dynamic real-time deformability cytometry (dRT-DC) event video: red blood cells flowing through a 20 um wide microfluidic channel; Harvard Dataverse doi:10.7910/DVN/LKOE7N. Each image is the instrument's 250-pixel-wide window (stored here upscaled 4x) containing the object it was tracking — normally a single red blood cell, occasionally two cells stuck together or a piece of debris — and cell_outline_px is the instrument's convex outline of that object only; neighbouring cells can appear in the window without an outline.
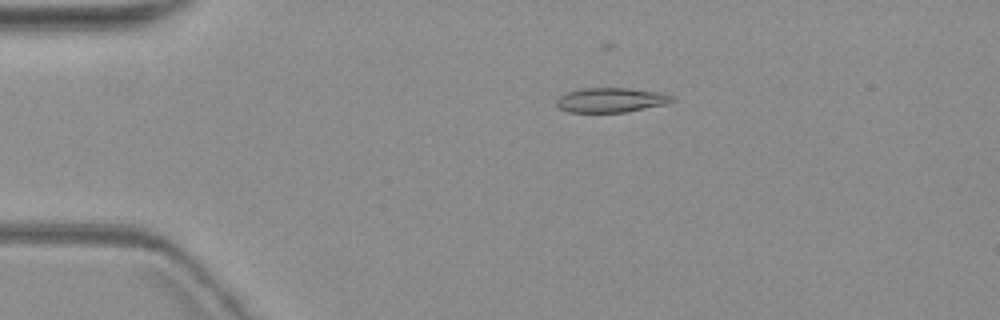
{"species": "common noctule bat (a hibernating species)", "species_latin": "Nyctalus noctula", "temperature_condition": "warm", "stored_images_in_passage": 10, "camera_frame_rate_fps": 3000, "um_per_image_px": 0.085, "animal": {"sex": "female", "body_mass_g": 19.3, "forearm_length_mm": 54.1}, "frame": {"image": 1, "passage_image": 4, "time_ms": 3.667, "image_size_px": [1000, 320], "cell_outline_px": [[676, 100], [668, 104], [624, 112], [568, 112], [560, 108], [556, 104], [556, 100], [560, 96], [568, 92], [584, 88], [628, 88], [664, 92], [676, 96]], "centroid_in_image_um": [52.03, 8.5], "position_along_channel_um": 33.0, "area_um2": 16.76}}
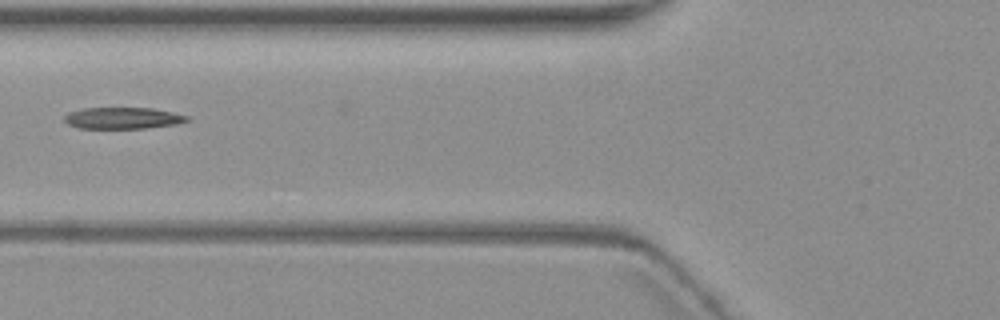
{"frame": {"image": 2, "passage_image": 7, "time_ms": 7.333, "image_size_px": [1000, 320], "cell_outline_px": [[188, 120], [176, 124], [144, 128], [80, 128], [68, 124], [64, 120], [64, 116], [68, 112], [84, 108], [152, 108], [172, 112], [188, 116]], "centroid_in_image_um": [10.4, 10.03], "position_along_channel_um": 115.4, "area_um2": 15.2}}
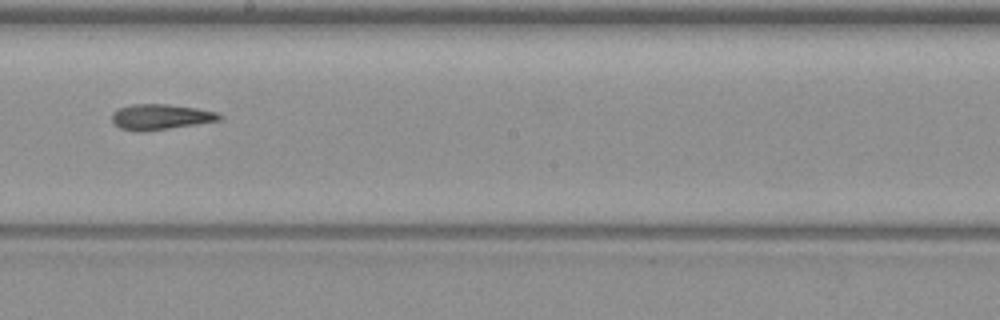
{"frame": {"image": 3, "passage_image": 10, "time_ms": 10.667, "image_size_px": [1000, 320], "cell_outline_px": [[224, 116], [220, 120], [196, 124], [140, 132], [132, 132], [120, 128], [112, 120], [112, 112], [120, 108], [132, 104], [168, 104], [196, 108], [216, 112]], "centroid_in_image_um": [13.63, 9.94], "position_along_channel_um": 234.6, "area_um2": 15.9}}